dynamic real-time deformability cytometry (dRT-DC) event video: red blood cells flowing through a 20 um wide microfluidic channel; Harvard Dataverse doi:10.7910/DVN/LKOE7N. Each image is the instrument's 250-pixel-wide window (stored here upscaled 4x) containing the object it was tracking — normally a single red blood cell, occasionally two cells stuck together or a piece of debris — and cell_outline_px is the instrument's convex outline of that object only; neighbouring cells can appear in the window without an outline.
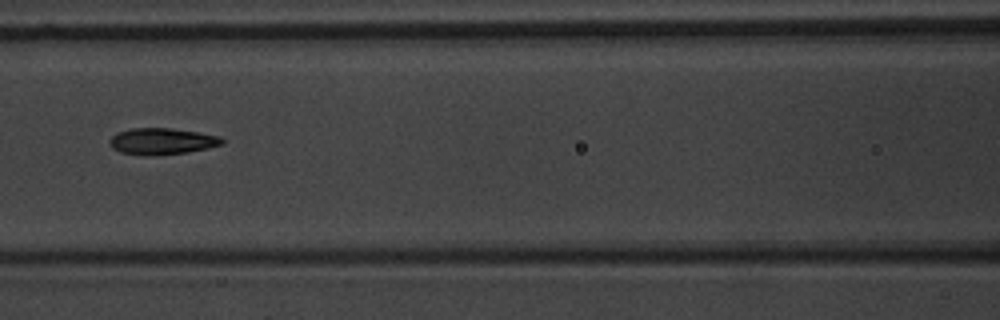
{"species": "common noctule bat (a hibernating species)", "species_latin": "Nyctalus noctula", "temperature_condition": "warm", "stored_images_in_passage": 7, "camera_frame_rate_fps": 3000, "um_per_image_px": 0.085, "animal": {"sex": "male", "body_mass_g": 20.1, "forearm_length_mm": 53.5}, "frame": {"image": 1, "passage_image": 5, "time_ms": 6.0, "image_size_px": [1000, 320], "cell_outline_px": [[224, 144], [208, 148], [188, 152], [156, 156], [140, 156], [120, 152], [112, 148], [108, 140], [116, 132], [128, 128], [172, 128], [220, 136], [224, 140]], "centroid_in_image_um": [13.73, 12.02], "position_along_channel_um": 152.9, "area_um2": 17.69}}
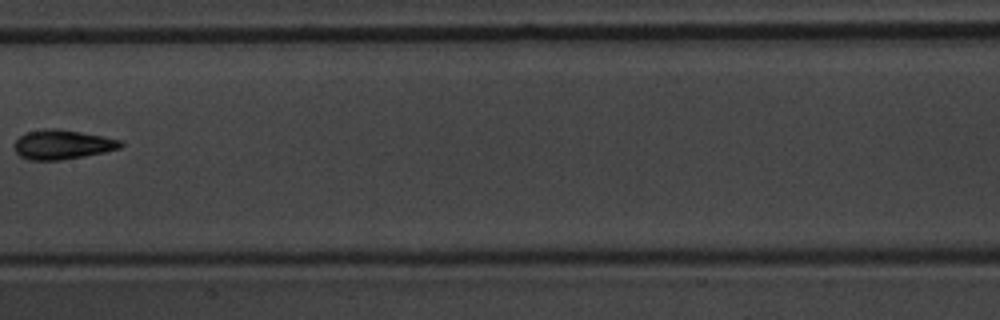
{"frame": {"image": 2, "passage_image": 6, "time_ms": 7.333, "image_size_px": [1000, 320], "cell_outline_px": [[124, 144], [120, 148], [104, 152], [84, 156], [60, 160], [28, 160], [20, 156], [16, 152], [16, 140], [24, 132], [52, 128], [60, 128], [104, 136], [120, 140]], "centroid_in_image_um": [5.31, 12.28], "position_along_channel_um": 202.1, "area_um2": 18.21}}
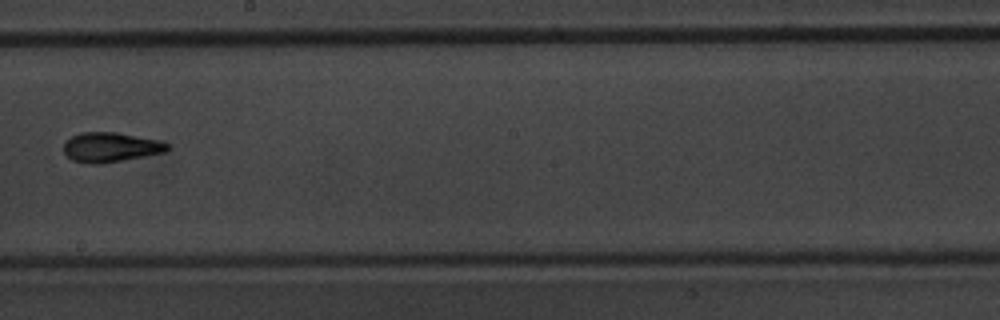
{"frame": {"image": 3, "passage_image": 7, "time_ms": 8.333, "image_size_px": [1000, 320], "cell_outline_px": [[168, 148], [164, 152], [144, 156], [100, 164], [92, 164], [72, 160], [64, 152], [64, 144], [72, 136], [80, 132], [116, 132], [160, 140], [168, 144]], "centroid_in_image_um": [9.39, 12.51], "position_along_channel_um": 238.8, "area_um2": 17.74}}